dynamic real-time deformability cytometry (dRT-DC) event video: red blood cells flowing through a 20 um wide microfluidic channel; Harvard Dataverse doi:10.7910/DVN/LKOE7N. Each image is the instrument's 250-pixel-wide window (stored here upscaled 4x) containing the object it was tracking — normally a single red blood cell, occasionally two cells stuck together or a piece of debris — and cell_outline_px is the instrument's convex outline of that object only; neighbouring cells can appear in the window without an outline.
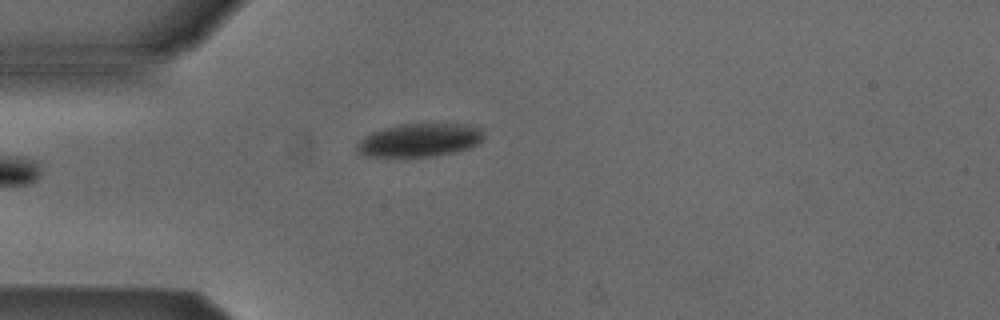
{"species": "Egyptian fruit bat (a non-hibernating species)", "species_latin": "Rousettus aegyptiacus", "temperature_condition": "cold", "stored_images_in_passage": 6, "camera_frame_rate_fps": 3000, "um_per_image_px": 0.085, "animal": {"sex": "male"}, "frame": {"image": 1, "passage_image": 6, "time_ms": 6.0, "image_size_px": [1000, 320], "cell_outline_px": [[484, 140], [468, 148], [456, 152], [436, 156], [364, 156], [356, 152], [356, 144], [364, 136], [372, 132], [384, 128], [400, 124], [432, 120], [464, 124], [484, 128]], "centroid_in_image_um": [35.72, 11.85], "position_along_channel_um": 49.3, "area_um2": 25.66}}